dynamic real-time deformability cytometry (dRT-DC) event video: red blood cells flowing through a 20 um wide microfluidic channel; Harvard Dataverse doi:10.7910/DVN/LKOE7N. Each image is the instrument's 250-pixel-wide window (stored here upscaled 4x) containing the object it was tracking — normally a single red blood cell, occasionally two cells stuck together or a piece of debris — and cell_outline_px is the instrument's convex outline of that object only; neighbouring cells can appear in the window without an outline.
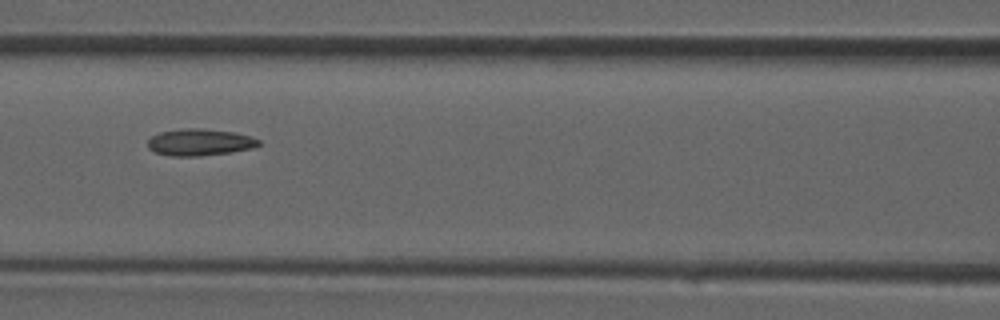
{"species": "common noctule bat (a hibernating species)", "species_latin": "Nyctalus noctula", "temperature_condition": "room temperature", "stored_images_in_passage": 38, "camera_frame_rate_fps": 3000, "um_per_image_px": 0.085, "animal": {"sex": "male", "forearm_length_mm": 52.5}, "frame": {"image": 1, "passage_image": 17, "time_ms": 5.333, "image_size_px": [1000, 320], "cell_outline_px": [[260, 144], [256, 148], [232, 152], [200, 156], [172, 156], [152, 152], [148, 148], [148, 140], [152, 136], [160, 132], [184, 128], [200, 128], [232, 132], [252, 136], [260, 140]], "centroid_in_image_um": [16.99, 12.1], "position_along_channel_um": 149.6, "area_um2": 17.51}}